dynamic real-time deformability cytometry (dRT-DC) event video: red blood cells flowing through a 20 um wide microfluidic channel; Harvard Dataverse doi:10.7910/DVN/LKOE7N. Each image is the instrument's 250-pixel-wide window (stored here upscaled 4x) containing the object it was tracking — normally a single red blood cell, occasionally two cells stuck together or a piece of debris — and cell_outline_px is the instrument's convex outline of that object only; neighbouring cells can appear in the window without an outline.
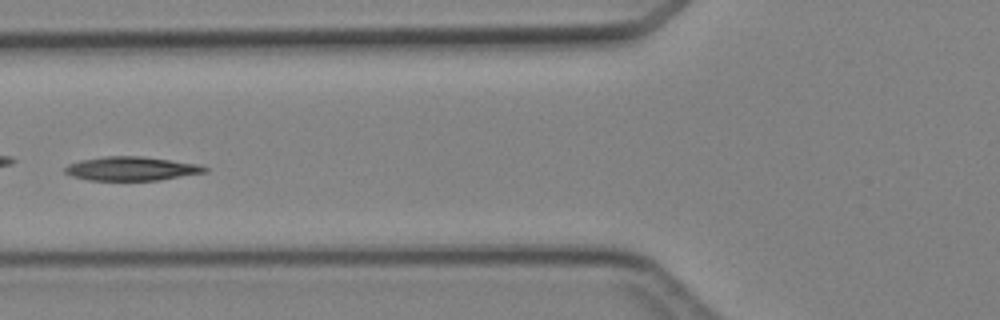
{"species": "Egyptian fruit bat (a non-hibernating species)", "species_latin": "Rousettus aegyptiacus", "temperature_condition": "cold", "stored_images_in_passage": 7, "camera_frame_rate_fps": 3000, "um_per_image_px": 0.085, "animal": {"sex": "female"}, "frame": {"image": 1, "passage_image": 6, "time_ms": 6.0, "image_size_px": [1000, 320], "cell_outline_px": [[208, 172], [160, 180], [88, 180], [72, 176], [64, 172], [64, 168], [68, 164], [80, 160], [104, 156], [144, 156], [200, 164], [208, 168]], "centroid_in_image_um": [11.2, 14.33], "position_along_channel_um": 114.6, "area_um2": 19.65}}
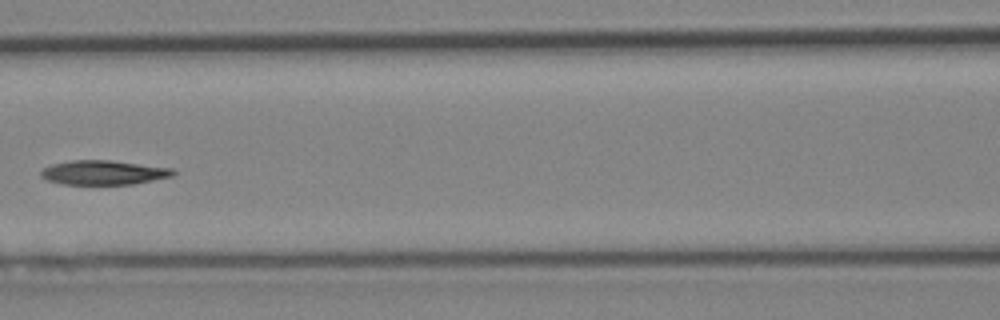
{"frame": {"image": 2, "passage_image": 7, "time_ms": 7.0, "image_size_px": [1000, 320], "cell_outline_px": [[176, 172], [172, 176], [132, 184], [64, 184], [48, 180], [40, 176], [40, 172], [44, 168], [52, 164], [72, 160], [112, 160], [172, 168]], "centroid_in_image_um": [8.8, 14.66], "position_along_channel_um": 157.8, "area_um2": 18.61}}